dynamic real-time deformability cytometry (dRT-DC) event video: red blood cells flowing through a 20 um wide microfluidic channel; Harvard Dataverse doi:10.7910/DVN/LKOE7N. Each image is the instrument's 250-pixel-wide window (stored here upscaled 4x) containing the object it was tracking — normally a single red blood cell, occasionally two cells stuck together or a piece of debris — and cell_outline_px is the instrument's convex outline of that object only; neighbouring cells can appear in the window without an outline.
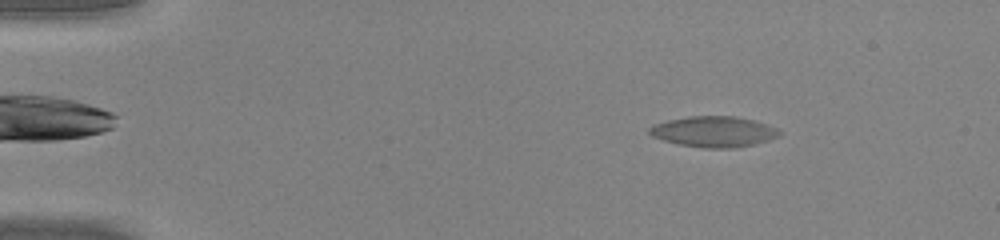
{"species": "common noctule bat (a hibernating species)", "species_latin": "Nyctalus noctula", "temperature_condition": "warm", "stored_images_in_passage": 51, "camera_frame_rate_fps": 3000, "um_per_image_px": 0.085, "animal": {"sex": "male", "body_mass_g": 20.0, "forearm_length_mm": 53.3}, "frame": {"image": 1, "passage_image": 8, "time_ms": 2.333, "image_size_px": [1000, 240], "cell_outline_px": [[780, 136], [768, 140], [752, 144], [732, 148], [704, 148], [680, 144], [664, 140], [652, 136], [648, 132], [648, 128], [652, 124], [668, 120], [688, 116], [736, 116], [752, 120], [776, 128], [780, 132]], "centroid_in_image_um": [60.62, 11.18], "position_along_channel_um": 24.4, "area_um2": 23.06}}
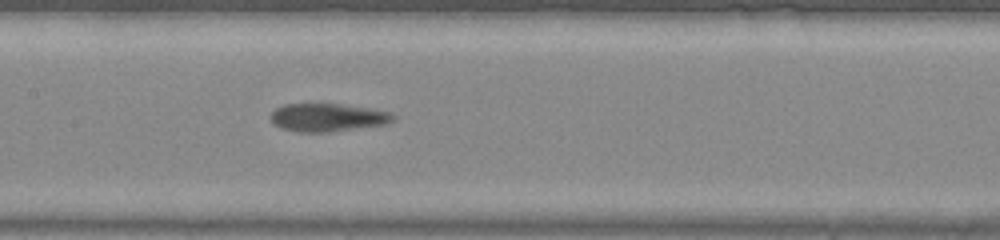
{"frame": {"image": 2, "passage_image": 26, "time_ms": 8.333, "image_size_px": [1000, 240], "cell_outline_px": [[396, 120], [388, 124], [328, 132], [300, 132], [280, 128], [272, 120], [272, 112], [276, 108], [284, 104], [340, 104], [372, 108], [392, 112], [396, 116]], "centroid_in_image_um": [27.94, 9.98], "position_along_channel_um": 179.5, "area_um2": 20.11}}
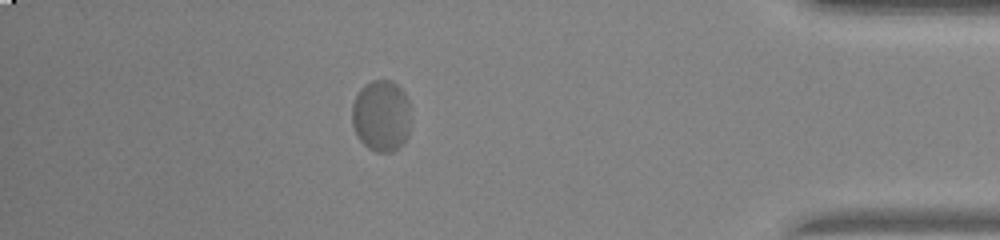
{"frame": {"image": 3, "passage_image": 45, "time_ms": 14.667, "image_size_px": [1000, 240], "cell_outline_px": [[408, 136], [392, 152], [376, 152], [368, 148], [356, 136], [352, 124], [352, 104], [360, 88], [364, 84], [372, 80], [392, 80], [404, 92], [408, 100]], "centroid_in_image_um": [32.36, 9.83], "position_along_channel_um": 402.8, "area_um2": 24.39}, "authors_computed_cell_mechanics": {"area_um2": 22.1374, "velocity_mm_per_s": 4.1146, "shape_relaxation_time_tau1_ms": 4.4895, "shape_relaxation_time_tau2_ms": null, "deformation_change_tau1": 0.1714, "deformation_change_tau2": null}}